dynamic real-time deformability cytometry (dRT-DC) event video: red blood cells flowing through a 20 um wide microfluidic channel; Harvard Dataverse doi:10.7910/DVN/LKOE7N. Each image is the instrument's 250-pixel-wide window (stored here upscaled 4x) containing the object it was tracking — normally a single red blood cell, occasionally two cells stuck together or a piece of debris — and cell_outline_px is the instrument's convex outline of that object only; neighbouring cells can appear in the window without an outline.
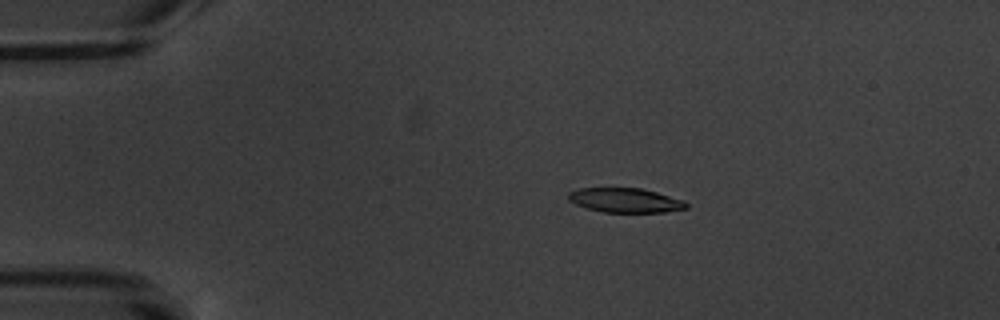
{"species": "common noctule bat (a hibernating species)", "species_latin": "Nyctalus noctula", "temperature_condition": "warm", "stored_images_in_passage": 3, "camera_frame_rate_fps": 3000, "um_per_image_px": 0.085, "animal": {"sex": "male", "body_mass_g": 20.1, "forearm_length_mm": 53.5}, "frame": {"image": 1, "passage_image": 2, "time_ms": 1.333, "image_size_px": [1000, 320], "cell_outline_px": [[688, 208], [664, 212], [604, 212], [588, 208], [576, 204], [568, 200], [568, 192], [580, 188], [640, 188], [656, 192], [684, 200], [688, 204]], "centroid_in_image_um": [53.16, 17.02], "position_along_channel_um": 31.8, "area_um2": 16.7}}